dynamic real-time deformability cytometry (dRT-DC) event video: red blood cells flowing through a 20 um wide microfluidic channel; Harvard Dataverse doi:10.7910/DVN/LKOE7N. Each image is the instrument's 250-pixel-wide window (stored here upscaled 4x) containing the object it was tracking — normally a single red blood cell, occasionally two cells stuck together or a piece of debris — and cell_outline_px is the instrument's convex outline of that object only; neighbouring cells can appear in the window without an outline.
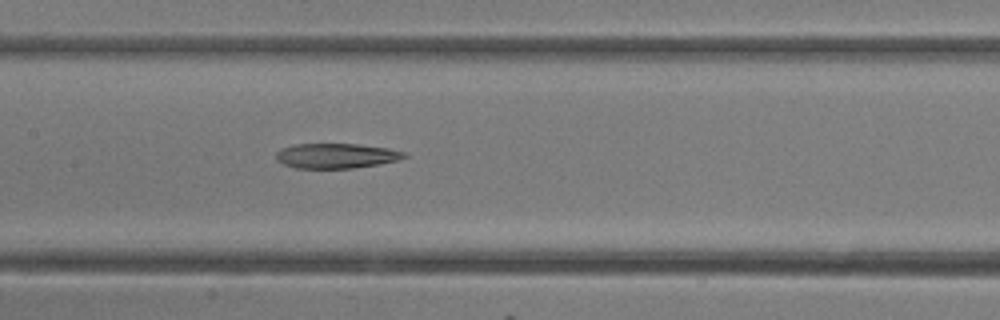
{"species": "common noctule bat (a hibernating species)", "species_latin": "Nyctalus noctula", "temperature_condition": "room temperature", "stored_images_in_passage": 13, "camera_frame_rate_fps": 3000, "um_per_image_px": 0.085, "animal": {"sex": "female"}, "frame": {"image": 1, "passage_image": 13, "time_ms": 4.0, "image_size_px": [1000, 320], "cell_outline_px": [[408, 156], [400, 160], [380, 164], [352, 168], [296, 168], [284, 164], [276, 160], [276, 152], [280, 148], [296, 144], [356, 144], [388, 148], [404, 152]], "centroid_in_image_um": [28.58, 13.24], "position_along_channel_um": 178.8, "area_um2": 18.67}}